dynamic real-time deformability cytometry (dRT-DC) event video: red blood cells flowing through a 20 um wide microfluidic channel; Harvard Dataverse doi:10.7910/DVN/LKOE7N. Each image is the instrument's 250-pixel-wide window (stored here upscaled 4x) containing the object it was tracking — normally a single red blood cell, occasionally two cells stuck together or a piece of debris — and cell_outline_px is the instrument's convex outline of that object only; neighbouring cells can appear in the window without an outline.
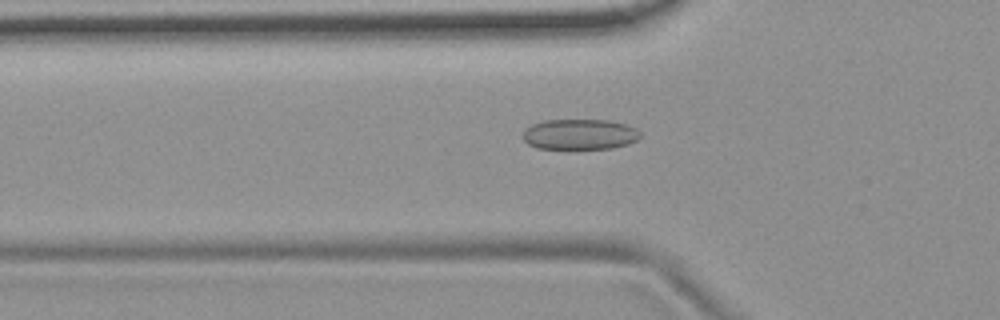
{"species": "common noctule bat (a hibernating species)", "species_latin": "Nyctalus noctula", "temperature_condition": "room temperature", "stored_images_in_passage": 46, "camera_frame_rate_fps": 3000, "um_per_image_px": 0.085, "animal": {"sex": "female", "body_mass_g": 19.9}, "frame": {"image": 1, "passage_image": 9, "time_ms": 2.667, "image_size_px": [1000, 320], "cell_outline_px": [[640, 136], [636, 140], [628, 144], [612, 148], [536, 148], [528, 144], [524, 140], [524, 132], [532, 124], [544, 120], [608, 120], [628, 124], [636, 128], [640, 132]], "centroid_in_image_um": [49.31, 11.41], "position_along_channel_um": 76.5, "area_um2": 20.75}}
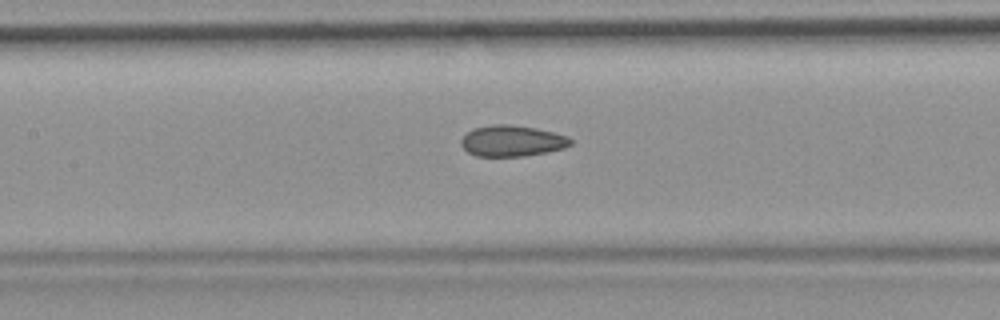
{"frame": {"image": 2, "passage_image": 16, "time_ms": 5.0, "image_size_px": [1000, 320], "cell_outline_px": [[572, 144], [564, 148], [548, 152], [524, 156], [476, 156], [468, 152], [460, 144], [460, 140], [468, 132], [476, 128], [492, 124], [508, 124], [536, 128], [568, 136], [572, 140]], "centroid_in_image_um": [43.54, 11.98], "position_along_channel_um": 163.9, "area_um2": 19.77}}
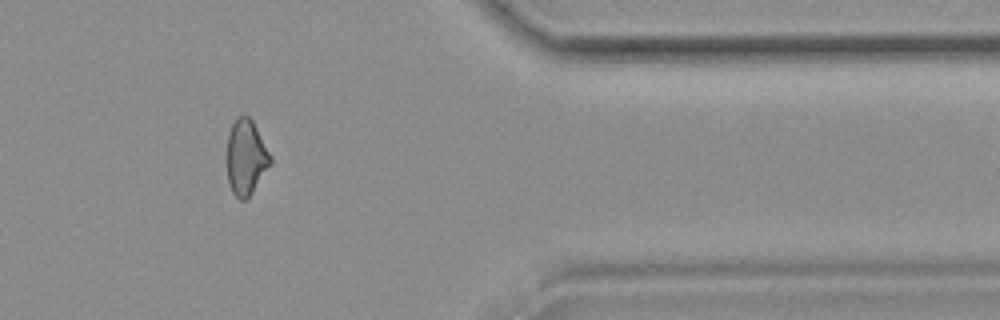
{"frame": {"image": 3, "passage_image": 36, "time_ms": 11.667, "image_size_px": [1000, 320], "cell_outline_px": [[272, 164], [252, 192], [244, 200], [240, 200], [232, 192], [228, 184], [224, 160], [228, 132], [232, 124], [240, 116], [248, 116], [252, 120], [272, 156]], "centroid_in_image_um": [20.87, 13.39], "position_along_channel_um": 390.5, "area_um2": 19.65}}